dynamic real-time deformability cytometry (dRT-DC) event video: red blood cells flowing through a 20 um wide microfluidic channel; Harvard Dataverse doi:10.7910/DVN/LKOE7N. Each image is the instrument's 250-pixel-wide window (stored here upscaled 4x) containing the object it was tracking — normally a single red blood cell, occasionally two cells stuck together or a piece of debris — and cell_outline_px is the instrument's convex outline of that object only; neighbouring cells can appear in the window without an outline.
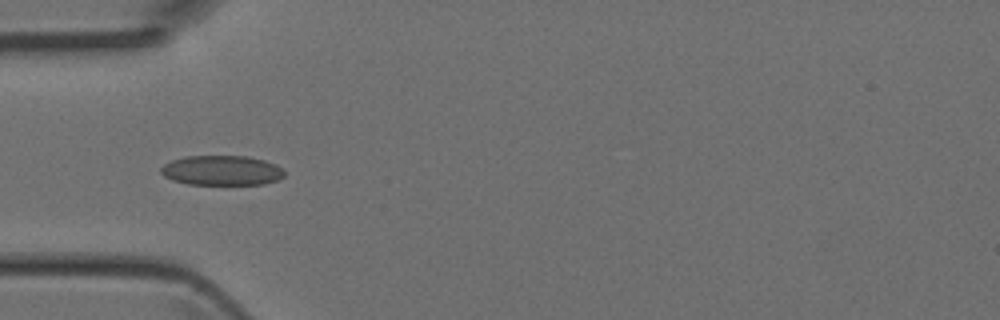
{"species": "Egyptian fruit bat (a non-hibernating species)", "species_latin": "Rousettus aegyptiacus", "temperature_condition": "room temperature", "stored_images_in_passage": 4, "camera_frame_rate_fps": 3000, "um_per_image_px": 0.085, "animal": {"sex": "female"}, "frame": {"image": 1, "passage_image": 4, "time_ms": 1.0, "image_size_px": [1000, 320], "cell_outline_px": [[284, 176], [276, 180], [264, 184], [188, 184], [172, 180], [164, 176], [160, 172], [160, 168], [164, 164], [172, 160], [184, 156], [248, 156], [264, 160], [276, 164], [284, 172]], "centroid_in_image_um": [18.82, 14.48], "position_along_channel_um": 66.2, "area_um2": 21.44}}